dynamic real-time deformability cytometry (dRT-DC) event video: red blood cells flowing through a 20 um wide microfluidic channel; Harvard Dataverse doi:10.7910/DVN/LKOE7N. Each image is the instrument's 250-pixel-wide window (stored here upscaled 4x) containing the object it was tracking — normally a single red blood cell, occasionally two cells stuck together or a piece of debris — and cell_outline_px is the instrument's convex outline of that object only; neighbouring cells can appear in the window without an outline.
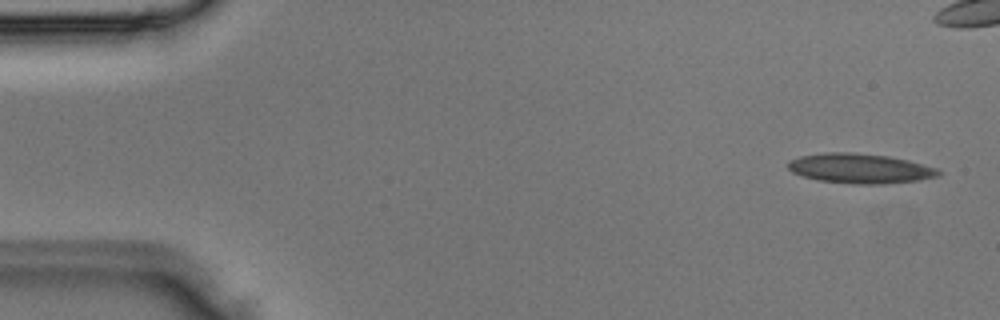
{"species": "Egyptian fruit bat (a non-hibernating species)", "species_latin": "Rousettus aegyptiacus", "temperature_condition": "room temperature", "stored_images_in_passage": 4, "segment_of_instrument_passage": [2, 2], "camera_frame_rate_fps": 3000, "um_per_image_px": 0.085, "animal": {"sex": "male"}, "frame": {"image": 1, "passage_image": 4, "time_ms": 1.0, "image_size_px": [1000, 320], "cell_outline_px": [[944, 172], [940, 176], [920, 180], [884, 184], [852, 184], [820, 180], [804, 176], [792, 172], [788, 168], [788, 160], [800, 156], [824, 152], [852, 152], [888, 156], [908, 160], [936, 168]], "centroid_in_image_um": [73.13, 14.31], "position_along_channel_um": 11.9, "area_um2": 26.24}}